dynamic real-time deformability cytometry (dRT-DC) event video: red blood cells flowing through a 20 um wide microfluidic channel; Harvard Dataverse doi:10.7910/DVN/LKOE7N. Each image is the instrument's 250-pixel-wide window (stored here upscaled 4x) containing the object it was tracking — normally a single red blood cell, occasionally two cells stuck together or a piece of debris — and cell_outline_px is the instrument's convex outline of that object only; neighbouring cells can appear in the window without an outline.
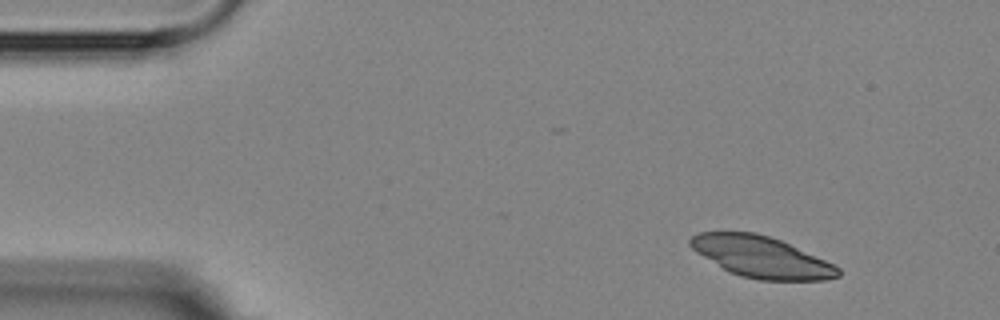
{"species": "Egyptian fruit bat (a non-hibernating species)", "species_latin": "Rousettus aegyptiacus", "temperature_condition": "room temperature", "stored_images_in_passage": 8, "camera_frame_rate_fps": 3000, "um_per_image_px": 0.085, "animal": {"sex": "female"}, "frame": {"image": 1, "passage_image": 1, "time_ms": 0.0, "image_size_px": [1000, 320], "cell_outline_px": [[840, 276], [824, 280], [760, 280], [740, 276], [728, 272], [696, 252], [688, 244], [688, 240], [696, 232], [756, 232], [780, 240], [824, 260], [840, 268]], "centroid_in_image_um": [64.66, 21.84], "position_along_channel_um": 20.3, "area_um2": 35.32}}